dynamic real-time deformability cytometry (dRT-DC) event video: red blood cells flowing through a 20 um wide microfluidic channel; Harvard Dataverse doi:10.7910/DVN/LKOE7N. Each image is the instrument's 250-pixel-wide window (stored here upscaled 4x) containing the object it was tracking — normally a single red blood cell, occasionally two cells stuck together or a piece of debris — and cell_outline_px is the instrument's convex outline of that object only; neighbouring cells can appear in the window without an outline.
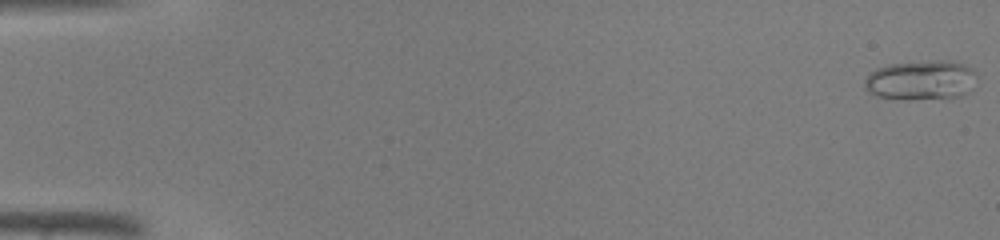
{"species": "common noctule bat (a hibernating species)", "species_latin": "Nyctalus noctula", "temperature_condition": "warm", "stored_images_in_passage": 45, "camera_frame_rate_fps": 3000, "um_per_image_px": 0.085, "animal": {"sex": "male", "body_mass_g": 19.0, "forearm_length_mm": 50.8}, "frame": {"image": 1, "passage_image": 1, "time_ms": 0.0, "image_size_px": [1000, 240], "cell_outline_px": [[976, 76], [972, 88], [960, 96], [908, 100], [876, 96], [868, 92], [864, 88], [864, 80], [868, 72], [876, 68], [888, 64], [928, 60], [948, 60], [964, 64], [972, 68], [976, 72]], "centroid_in_image_um": [78.24, 6.8], "position_along_channel_um": 6.8, "area_um2": 26.3}}
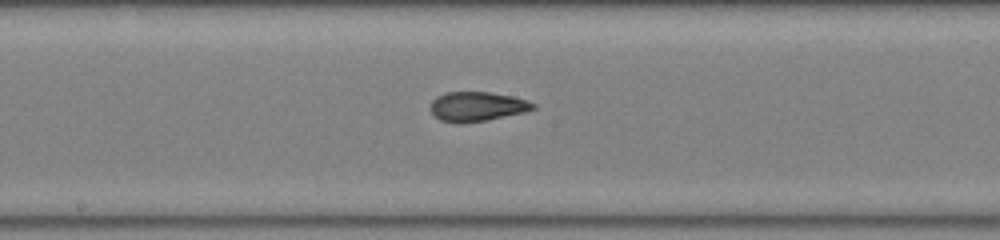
{"frame": {"image": 2, "passage_image": 25, "time_ms": 8.0, "image_size_px": [1000, 240], "cell_outline_px": [[536, 108], [524, 112], [484, 120], [440, 120], [432, 112], [432, 100], [436, 96], [444, 92], [488, 92], [512, 96], [528, 100], [536, 104]], "centroid_in_image_um": [40.61, 8.99], "position_along_channel_um": 207.6, "area_um2": 16.88}}
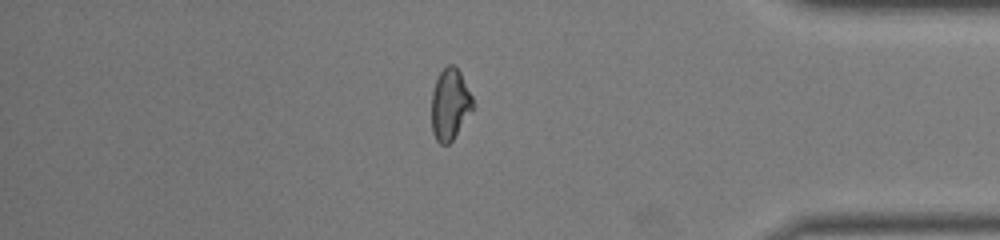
{"frame": {"image": 3, "passage_image": 39, "time_ms": 12.667, "image_size_px": [1000, 240], "cell_outline_px": [[472, 108], [452, 140], [448, 144], [440, 144], [436, 140], [432, 132], [432, 92], [436, 80], [440, 72], [448, 64], [452, 64], [460, 72], [472, 96]], "centroid_in_image_um": [38.21, 8.86], "position_along_channel_um": 397.0, "area_um2": 16.7}}